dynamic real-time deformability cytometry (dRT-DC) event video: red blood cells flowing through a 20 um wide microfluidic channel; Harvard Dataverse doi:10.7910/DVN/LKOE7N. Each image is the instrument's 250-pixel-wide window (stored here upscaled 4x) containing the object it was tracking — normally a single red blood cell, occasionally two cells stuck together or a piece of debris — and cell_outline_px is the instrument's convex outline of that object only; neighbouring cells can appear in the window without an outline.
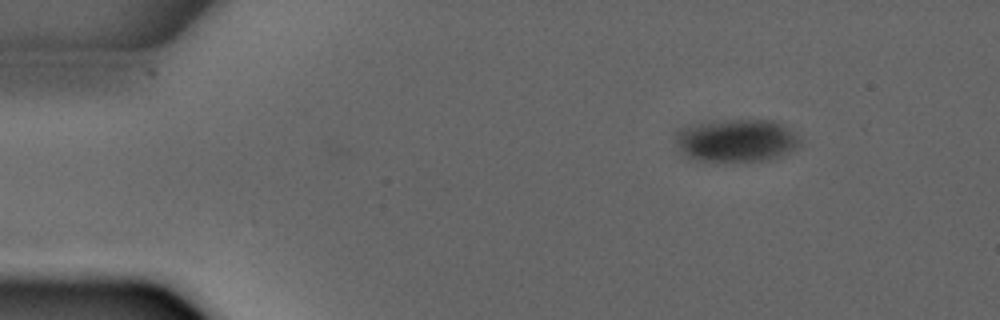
{"species": "common noctule bat (a hibernating species)", "species_latin": "Nyctalus noctula", "temperature_condition": "warm", "stored_images_in_passage": 2, "camera_frame_rate_fps": 3000, "um_per_image_px": 0.085, "animal": {"sex": "male", "forearm_length_mm": 52.5}, "frame": {"image": 1, "passage_image": 2, "time_ms": 1.333, "image_size_px": [1000, 320], "cell_outline_px": [[800, 144], [796, 148], [788, 152], [764, 160], [724, 164], [696, 160], [688, 156], [676, 144], [676, 132], [680, 128], [692, 124], [716, 120], [776, 120], [788, 128], [800, 140]], "centroid_in_image_um": [62.55, 11.96], "position_along_channel_um": 22.5, "area_um2": 31.44}}